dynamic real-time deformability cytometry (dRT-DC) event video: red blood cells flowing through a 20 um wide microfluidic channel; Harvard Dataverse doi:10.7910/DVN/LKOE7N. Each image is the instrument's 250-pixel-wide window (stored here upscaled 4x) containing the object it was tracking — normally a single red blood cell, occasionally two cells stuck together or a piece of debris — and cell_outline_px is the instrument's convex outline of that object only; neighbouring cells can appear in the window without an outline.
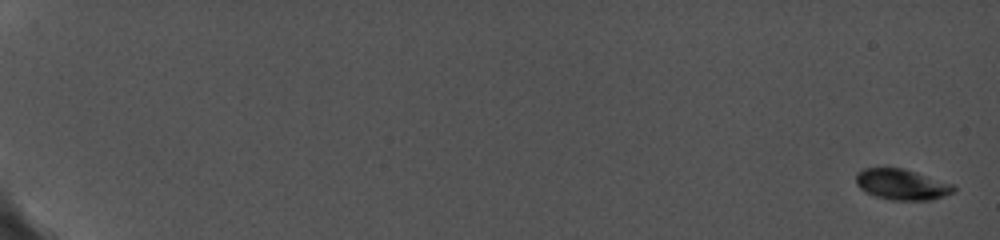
{"species": "common noctule bat (a hibernating species)", "species_latin": "Nyctalus noctula", "temperature_condition": "cold", "stored_images_in_passage": 15, "camera_frame_rate_fps": 5000, "um_per_image_px": 0.085, "animal": {"sex": "female", "body_mass_g": 19.0, "forearm_length_mm": 56.7}, "frame": {"image": 1, "passage_image": 1, "time_ms": 0.0, "image_size_px": [1000, 240], "cell_outline_px": [[956, 192], [932, 200], [888, 200], [876, 196], [860, 188], [856, 184], [856, 172], [864, 168], [904, 168], [952, 184], [956, 188]], "centroid_in_image_um": [76.66, 15.68], "position_along_channel_um": 8.3, "area_um2": 17.51}}
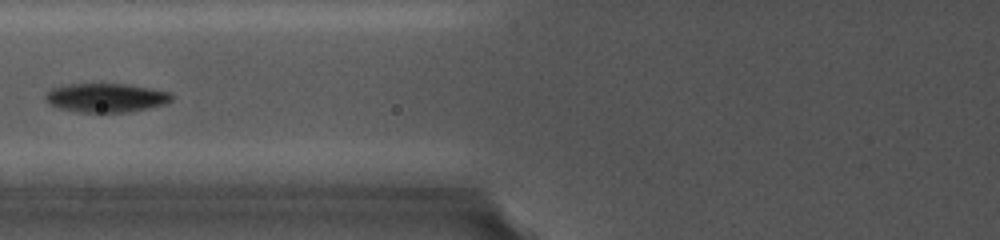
{"frame": {"image": 2, "passage_image": 9, "time_ms": 9.0, "image_size_px": [1000, 240], "cell_outline_px": [[172, 100], [164, 104], [128, 112], [76, 112], [60, 108], [52, 104], [48, 100], [48, 92], [52, 88], [68, 84], [128, 84], [168, 92], [172, 96]], "centroid_in_image_um": [9.03, 8.31], "position_along_channel_um": 116.8, "area_um2": 20.75}}
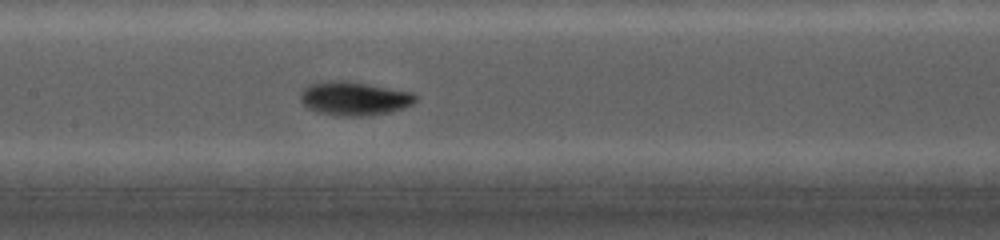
{"frame": {"image": 3, "passage_image": 11, "time_ms": 10.6, "image_size_px": [1000, 240], "cell_outline_px": [[416, 100], [412, 104], [388, 112], [372, 116], [340, 116], [320, 112], [308, 108], [300, 100], [300, 96], [304, 88], [308, 84], [340, 80], [344, 80], [412, 92], [416, 96]], "centroid_in_image_um": [30.1, 8.38], "position_along_channel_um": 177.3, "area_um2": 22.31}}